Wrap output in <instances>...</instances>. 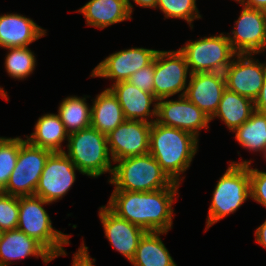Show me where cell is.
I'll use <instances>...</instances> for the list:
<instances>
[{
	"mask_svg": "<svg viewBox=\"0 0 266 266\" xmlns=\"http://www.w3.org/2000/svg\"><path fill=\"white\" fill-rule=\"evenodd\" d=\"M178 188L167 187L150 192L113 191L107 207L146 232H168L173 225L172 205L174 198L179 197Z\"/></svg>",
	"mask_w": 266,
	"mask_h": 266,
	"instance_id": "1",
	"label": "cell"
},
{
	"mask_svg": "<svg viewBox=\"0 0 266 266\" xmlns=\"http://www.w3.org/2000/svg\"><path fill=\"white\" fill-rule=\"evenodd\" d=\"M198 142L190 132L155 121L150 128L149 154L173 182L180 184L183 180L180 175L190 167Z\"/></svg>",
	"mask_w": 266,
	"mask_h": 266,
	"instance_id": "2",
	"label": "cell"
},
{
	"mask_svg": "<svg viewBox=\"0 0 266 266\" xmlns=\"http://www.w3.org/2000/svg\"><path fill=\"white\" fill-rule=\"evenodd\" d=\"M113 163V172L109 183L113 191L150 192L167 187H179L162 170L160 164L151 154L131 156Z\"/></svg>",
	"mask_w": 266,
	"mask_h": 266,
	"instance_id": "3",
	"label": "cell"
},
{
	"mask_svg": "<svg viewBox=\"0 0 266 266\" xmlns=\"http://www.w3.org/2000/svg\"><path fill=\"white\" fill-rule=\"evenodd\" d=\"M48 204L50 203L35 195L19 197L17 229L39 242L53 260L67 255L63 245L70 244L71 236L53 228L50 216L43 207Z\"/></svg>",
	"mask_w": 266,
	"mask_h": 266,
	"instance_id": "4",
	"label": "cell"
},
{
	"mask_svg": "<svg viewBox=\"0 0 266 266\" xmlns=\"http://www.w3.org/2000/svg\"><path fill=\"white\" fill-rule=\"evenodd\" d=\"M67 152L81 174L97 178L113 172L106 135L92 126L68 135Z\"/></svg>",
	"mask_w": 266,
	"mask_h": 266,
	"instance_id": "5",
	"label": "cell"
},
{
	"mask_svg": "<svg viewBox=\"0 0 266 266\" xmlns=\"http://www.w3.org/2000/svg\"><path fill=\"white\" fill-rule=\"evenodd\" d=\"M249 197H251L249 163H230L214 188L206 230L219 220L236 212Z\"/></svg>",
	"mask_w": 266,
	"mask_h": 266,
	"instance_id": "6",
	"label": "cell"
},
{
	"mask_svg": "<svg viewBox=\"0 0 266 266\" xmlns=\"http://www.w3.org/2000/svg\"><path fill=\"white\" fill-rule=\"evenodd\" d=\"M180 47L190 74L205 72L224 73L237 53L233 50L227 34L200 37L195 41L189 40Z\"/></svg>",
	"mask_w": 266,
	"mask_h": 266,
	"instance_id": "7",
	"label": "cell"
},
{
	"mask_svg": "<svg viewBox=\"0 0 266 266\" xmlns=\"http://www.w3.org/2000/svg\"><path fill=\"white\" fill-rule=\"evenodd\" d=\"M52 151L34 146L21 138V147L14 170L1 190L12 196L35 195L45 163Z\"/></svg>",
	"mask_w": 266,
	"mask_h": 266,
	"instance_id": "8",
	"label": "cell"
},
{
	"mask_svg": "<svg viewBox=\"0 0 266 266\" xmlns=\"http://www.w3.org/2000/svg\"><path fill=\"white\" fill-rule=\"evenodd\" d=\"M188 73V64L180 50H158L154 58L153 93L159 100L169 98L175 94L184 96Z\"/></svg>",
	"mask_w": 266,
	"mask_h": 266,
	"instance_id": "9",
	"label": "cell"
},
{
	"mask_svg": "<svg viewBox=\"0 0 266 266\" xmlns=\"http://www.w3.org/2000/svg\"><path fill=\"white\" fill-rule=\"evenodd\" d=\"M76 165L64 152H52L40 176L35 196L53 203L67 194L76 180Z\"/></svg>",
	"mask_w": 266,
	"mask_h": 266,
	"instance_id": "10",
	"label": "cell"
},
{
	"mask_svg": "<svg viewBox=\"0 0 266 266\" xmlns=\"http://www.w3.org/2000/svg\"><path fill=\"white\" fill-rule=\"evenodd\" d=\"M234 22L232 36L227 33L237 54H258L266 51V12L243 6Z\"/></svg>",
	"mask_w": 266,
	"mask_h": 266,
	"instance_id": "11",
	"label": "cell"
},
{
	"mask_svg": "<svg viewBox=\"0 0 266 266\" xmlns=\"http://www.w3.org/2000/svg\"><path fill=\"white\" fill-rule=\"evenodd\" d=\"M253 55L237 54L224 71V76L228 90L255 101L266 76V62H260Z\"/></svg>",
	"mask_w": 266,
	"mask_h": 266,
	"instance_id": "12",
	"label": "cell"
},
{
	"mask_svg": "<svg viewBox=\"0 0 266 266\" xmlns=\"http://www.w3.org/2000/svg\"><path fill=\"white\" fill-rule=\"evenodd\" d=\"M167 99L158 100L156 121L159 124L185 130L196 138L201 129H209L210 117L185 96Z\"/></svg>",
	"mask_w": 266,
	"mask_h": 266,
	"instance_id": "13",
	"label": "cell"
},
{
	"mask_svg": "<svg viewBox=\"0 0 266 266\" xmlns=\"http://www.w3.org/2000/svg\"><path fill=\"white\" fill-rule=\"evenodd\" d=\"M151 123L125 120L106 135L113 162L131 156L149 153Z\"/></svg>",
	"mask_w": 266,
	"mask_h": 266,
	"instance_id": "14",
	"label": "cell"
},
{
	"mask_svg": "<svg viewBox=\"0 0 266 266\" xmlns=\"http://www.w3.org/2000/svg\"><path fill=\"white\" fill-rule=\"evenodd\" d=\"M157 52L143 47L120 50L102 60L92 70L90 77L115 79L113 83L126 81L133 73L149 65Z\"/></svg>",
	"mask_w": 266,
	"mask_h": 266,
	"instance_id": "15",
	"label": "cell"
},
{
	"mask_svg": "<svg viewBox=\"0 0 266 266\" xmlns=\"http://www.w3.org/2000/svg\"><path fill=\"white\" fill-rule=\"evenodd\" d=\"M99 218L104 228L105 237L113 248L130 262L146 231L126 219L120 218L107 206L100 207Z\"/></svg>",
	"mask_w": 266,
	"mask_h": 266,
	"instance_id": "16",
	"label": "cell"
},
{
	"mask_svg": "<svg viewBox=\"0 0 266 266\" xmlns=\"http://www.w3.org/2000/svg\"><path fill=\"white\" fill-rule=\"evenodd\" d=\"M189 78L184 96L211 118L226 89L224 73H192Z\"/></svg>",
	"mask_w": 266,
	"mask_h": 266,
	"instance_id": "17",
	"label": "cell"
},
{
	"mask_svg": "<svg viewBox=\"0 0 266 266\" xmlns=\"http://www.w3.org/2000/svg\"><path fill=\"white\" fill-rule=\"evenodd\" d=\"M109 89L119 101L125 119L151 124L156 121L158 99L154 93L144 92L128 81L113 83ZM151 105H153V109H150Z\"/></svg>",
	"mask_w": 266,
	"mask_h": 266,
	"instance_id": "18",
	"label": "cell"
},
{
	"mask_svg": "<svg viewBox=\"0 0 266 266\" xmlns=\"http://www.w3.org/2000/svg\"><path fill=\"white\" fill-rule=\"evenodd\" d=\"M46 35V30L31 18L17 13L0 15V47H28Z\"/></svg>",
	"mask_w": 266,
	"mask_h": 266,
	"instance_id": "19",
	"label": "cell"
},
{
	"mask_svg": "<svg viewBox=\"0 0 266 266\" xmlns=\"http://www.w3.org/2000/svg\"><path fill=\"white\" fill-rule=\"evenodd\" d=\"M29 256L42 258L45 264L51 260V254L34 238L19 229L4 231L0 242V266L13 264Z\"/></svg>",
	"mask_w": 266,
	"mask_h": 266,
	"instance_id": "20",
	"label": "cell"
},
{
	"mask_svg": "<svg viewBox=\"0 0 266 266\" xmlns=\"http://www.w3.org/2000/svg\"><path fill=\"white\" fill-rule=\"evenodd\" d=\"M77 12L84 15L87 26L104 29L110 25L130 20L133 5L130 0H90Z\"/></svg>",
	"mask_w": 266,
	"mask_h": 266,
	"instance_id": "21",
	"label": "cell"
},
{
	"mask_svg": "<svg viewBox=\"0 0 266 266\" xmlns=\"http://www.w3.org/2000/svg\"><path fill=\"white\" fill-rule=\"evenodd\" d=\"M92 101L91 126L99 132L107 135L126 120L119 101L109 88Z\"/></svg>",
	"mask_w": 266,
	"mask_h": 266,
	"instance_id": "22",
	"label": "cell"
},
{
	"mask_svg": "<svg viewBox=\"0 0 266 266\" xmlns=\"http://www.w3.org/2000/svg\"><path fill=\"white\" fill-rule=\"evenodd\" d=\"M68 135L58 114L47 113L38 118L34 132L25 137L34 146L64 152L62 142L68 140Z\"/></svg>",
	"mask_w": 266,
	"mask_h": 266,
	"instance_id": "23",
	"label": "cell"
},
{
	"mask_svg": "<svg viewBox=\"0 0 266 266\" xmlns=\"http://www.w3.org/2000/svg\"><path fill=\"white\" fill-rule=\"evenodd\" d=\"M255 110L254 101L233 91L224 90L217 111L210 118H220L230 131L246 122Z\"/></svg>",
	"mask_w": 266,
	"mask_h": 266,
	"instance_id": "24",
	"label": "cell"
},
{
	"mask_svg": "<svg viewBox=\"0 0 266 266\" xmlns=\"http://www.w3.org/2000/svg\"><path fill=\"white\" fill-rule=\"evenodd\" d=\"M167 232H146L140 239L133 259V266H177L160 235Z\"/></svg>",
	"mask_w": 266,
	"mask_h": 266,
	"instance_id": "25",
	"label": "cell"
},
{
	"mask_svg": "<svg viewBox=\"0 0 266 266\" xmlns=\"http://www.w3.org/2000/svg\"><path fill=\"white\" fill-rule=\"evenodd\" d=\"M86 96H68L58 108V116L68 134L91 126V105L86 103Z\"/></svg>",
	"mask_w": 266,
	"mask_h": 266,
	"instance_id": "26",
	"label": "cell"
},
{
	"mask_svg": "<svg viewBox=\"0 0 266 266\" xmlns=\"http://www.w3.org/2000/svg\"><path fill=\"white\" fill-rule=\"evenodd\" d=\"M233 132L244 149L263 153L266 148V113L254 110L250 118Z\"/></svg>",
	"mask_w": 266,
	"mask_h": 266,
	"instance_id": "27",
	"label": "cell"
},
{
	"mask_svg": "<svg viewBox=\"0 0 266 266\" xmlns=\"http://www.w3.org/2000/svg\"><path fill=\"white\" fill-rule=\"evenodd\" d=\"M8 49L5 57V69L10 77L15 79L27 78L35 69L36 57L29 47H15Z\"/></svg>",
	"mask_w": 266,
	"mask_h": 266,
	"instance_id": "28",
	"label": "cell"
},
{
	"mask_svg": "<svg viewBox=\"0 0 266 266\" xmlns=\"http://www.w3.org/2000/svg\"><path fill=\"white\" fill-rule=\"evenodd\" d=\"M165 14L164 18L184 19L193 28L192 22L201 19L196 0H158L156 9Z\"/></svg>",
	"mask_w": 266,
	"mask_h": 266,
	"instance_id": "29",
	"label": "cell"
},
{
	"mask_svg": "<svg viewBox=\"0 0 266 266\" xmlns=\"http://www.w3.org/2000/svg\"><path fill=\"white\" fill-rule=\"evenodd\" d=\"M20 147L21 137H3L0 140V190L6 186L16 166Z\"/></svg>",
	"mask_w": 266,
	"mask_h": 266,
	"instance_id": "30",
	"label": "cell"
},
{
	"mask_svg": "<svg viewBox=\"0 0 266 266\" xmlns=\"http://www.w3.org/2000/svg\"><path fill=\"white\" fill-rule=\"evenodd\" d=\"M19 197L0 192V230L17 229Z\"/></svg>",
	"mask_w": 266,
	"mask_h": 266,
	"instance_id": "31",
	"label": "cell"
},
{
	"mask_svg": "<svg viewBox=\"0 0 266 266\" xmlns=\"http://www.w3.org/2000/svg\"><path fill=\"white\" fill-rule=\"evenodd\" d=\"M233 164H248L250 176V193L251 199L266 207V172L257 168H251V160H243L241 162H230Z\"/></svg>",
	"mask_w": 266,
	"mask_h": 266,
	"instance_id": "32",
	"label": "cell"
},
{
	"mask_svg": "<svg viewBox=\"0 0 266 266\" xmlns=\"http://www.w3.org/2000/svg\"><path fill=\"white\" fill-rule=\"evenodd\" d=\"M126 81L144 92L153 93L154 60L149 65L133 73Z\"/></svg>",
	"mask_w": 266,
	"mask_h": 266,
	"instance_id": "33",
	"label": "cell"
},
{
	"mask_svg": "<svg viewBox=\"0 0 266 266\" xmlns=\"http://www.w3.org/2000/svg\"><path fill=\"white\" fill-rule=\"evenodd\" d=\"M95 259L90 258L88 247L85 246L84 241L73 255L72 266H95L93 262Z\"/></svg>",
	"mask_w": 266,
	"mask_h": 266,
	"instance_id": "34",
	"label": "cell"
},
{
	"mask_svg": "<svg viewBox=\"0 0 266 266\" xmlns=\"http://www.w3.org/2000/svg\"><path fill=\"white\" fill-rule=\"evenodd\" d=\"M254 108L257 111L266 113V76L259 93V96L254 101Z\"/></svg>",
	"mask_w": 266,
	"mask_h": 266,
	"instance_id": "35",
	"label": "cell"
},
{
	"mask_svg": "<svg viewBox=\"0 0 266 266\" xmlns=\"http://www.w3.org/2000/svg\"><path fill=\"white\" fill-rule=\"evenodd\" d=\"M240 5L266 12V0H239Z\"/></svg>",
	"mask_w": 266,
	"mask_h": 266,
	"instance_id": "36",
	"label": "cell"
},
{
	"mask_svg": "<svg viewBox=\"0 0 266 266\" xmlns=\"http://www.w3.org/2000/svg\"><path fill=\"white\" fill-rule=\"evenodd\" d=\"M256 242L266 248V220L255 230Z\"/></svg>",
	"mask_w": 266,
	"mask_h": 266,
	"instance_id": "37",
	"label": "cell"
},
{
	"mask_svg": "<svg viewBox=\"0 0 266 266\" xmlns=\"http://www.w3.org/2000/svg\"><path fill=\"white\" fill-rule=\"evenodd\" d=\"M133 2L141 7L156 9L158 0H133Z\"/></svg>",
	"mask_w": 266,
	"mask_h": 266,
	"instance_id": "38",
	"label": "cell"
},
{
	"mask_svg": "<svg viewBox=\"0 0 266 266\" xmlns=\"http://www.w3.org/2000/svg\"><path fill=\"white\" fill-rule=\"evenodd\" d=\"M0 96H1L3 99H6V101H9L8 94H7V92L4 90V88H2V87H0Z\"/></svg>",
	"mask_w": 266,
	"mask_h": 266,
	"instance_id": "39",
	"label": "cell"
},
{
	"mask_svg": "<svg viewBox=\"0 0 266 266\" xmlns=\"http://www.w3.org/2000/svg\"><path fill=\"white\" fill-rule=\"evenodd\" d=\"M3 233H4V231L0 230V242H1V239H2V236H3Z\"/></svg>",
	"mask_w": 266,
	"mask_h": 266,
	"instance_id": "40",
	"label": "cell"
},
{
	"mask_svg": "<svg viewBox=\"0 0 266 266\" xmlns=\"http://www.w3.org/2000/svg\"><path fill=\"white\" fill-rule=\"evenodd\" d=\"M263 153H264V154H263V155H264V157L266 158V148H265V150H264V152H263Z\"/></svg>",
	"mask_w": 266,
	"mask_h": 266,
	"instance_id": "41",
	"label": "cell"
}]
</instances>
